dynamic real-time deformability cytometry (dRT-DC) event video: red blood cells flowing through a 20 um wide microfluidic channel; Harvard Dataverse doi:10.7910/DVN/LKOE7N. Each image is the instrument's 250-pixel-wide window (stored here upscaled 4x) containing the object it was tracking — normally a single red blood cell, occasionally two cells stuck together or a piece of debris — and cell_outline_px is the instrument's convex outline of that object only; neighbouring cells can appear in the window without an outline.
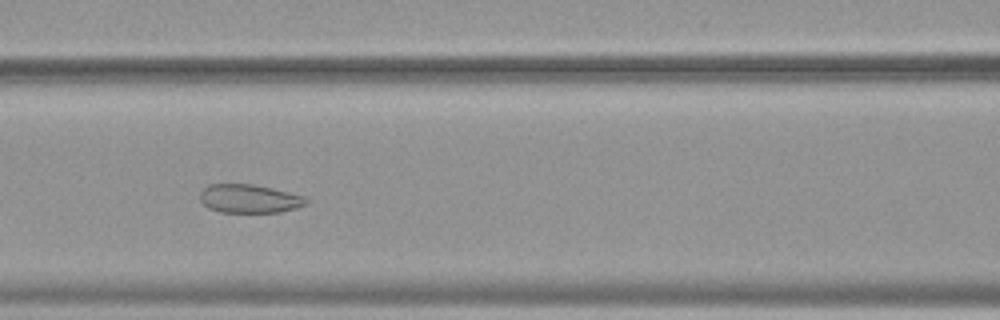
{"species": "common noctule bat (a hibernating species)", "species_latin": "Nyctalus noctula", "temperature_condition": "warm", "stored_images_in_passage": 51, "camera_frame_rate_fps": 3000, "um_per_image_px": 0.085, "animal": {"sex": "female", "body_mass_g": 19.9}, "frame": {"image": 1, "passage_image": 21, "time_ms": 6.667, "image_size_px": [1000, 320], "cell_outline_px": [[308, 204], [296, 208], [280, 212], [220, 212], [208, 208], [200, 200], [200, 192], [208, 184], [252, 184], [272, 188], [304, 196], [308, 200]], "centroid_in_image_um": [21.19, 16.89], "position_along_channel_um": 145.4, "area_um2": 17.69}}
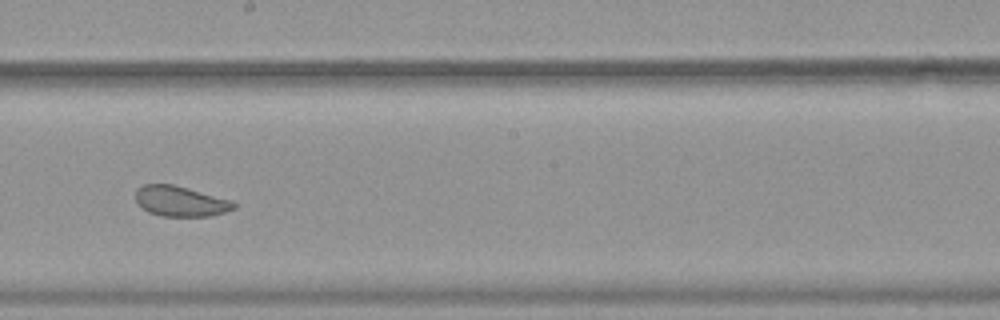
{"frame": {"image": 2, "passage_image": 28, "time_ms": 9.0, "image_size_px": [1000, 320], "cell_outline_px": [[240, 204], [236, 208], [212, 216], [160, 216], [148, 212], [136, 200], [136, 188], [144, 184], [172, 184], [188, 188], [232, 200]], "centroid_in_image_um": [15.39, 17.1], "position_along_channel_um": 232.8, "area_um2": 17.46}}
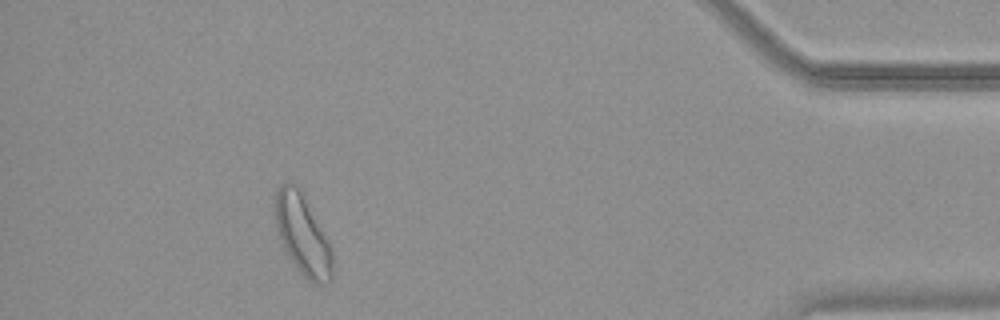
{"frame": {"image": 3, "passage_image": 46, "time_ms": 15.0, "image_size_px": [1000, 320], "cell_outline_px": [[332, 280], [320, 284], [312, 284], [296, 268], [284, 248], [280, 240], [276, 228], [276, 188], [280, 184], [288, 180], [292, 180], [300, 188], [332, 252]], "centroid_in_image_um": [25.69, 19.94], "position_along_channel_um": 409.5, "area_um2": 26.36}, "authors_computed_cell_mechanics": {"area_um2": 23.1778, "velocity_mm_per_s": 3.7706, "shape_relaxation_time_tau1_ms": null, "shape_relaxation_time_tau2_ms": 1.2355, "deformation_change_tau1": null, "deformation_change_tau2": 0.0717}}